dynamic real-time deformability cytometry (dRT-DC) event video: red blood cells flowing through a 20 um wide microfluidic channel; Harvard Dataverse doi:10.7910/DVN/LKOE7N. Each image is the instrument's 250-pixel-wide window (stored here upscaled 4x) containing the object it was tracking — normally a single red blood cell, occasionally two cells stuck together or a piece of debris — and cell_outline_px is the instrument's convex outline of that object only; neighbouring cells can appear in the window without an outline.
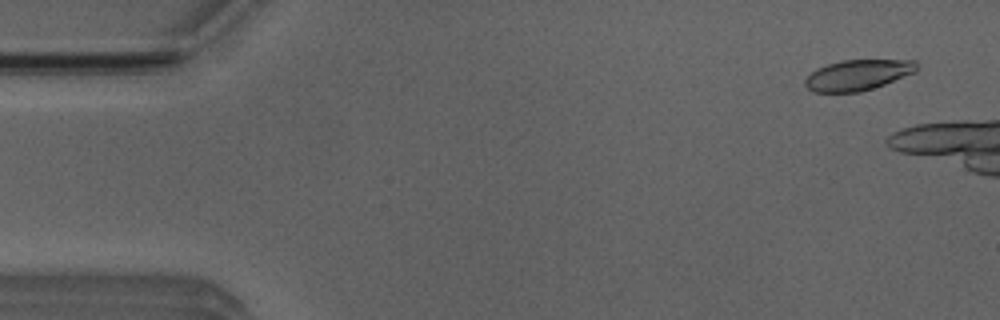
{"species": "Egyptian fruit bat (a non-hibernating species)", "species_latin": "Rousettus aegyptiacus", "temperature_condition": "room temperature", "stored_images_in_passage": 7, "camera_frame_rate_fps": 3000, "um_per_image_px": 0.085, "animal": {"sex": "male"}, "frame": {"image": 1, "passage_image": 3, "time_ms": 0.667, "image_size_px": [1000, 320], "cell_outline_px": [[920, 68], [916, 72], [884, 84], [860, 92], [812, 92], [804, 84], [804, 80], [816, 68], [840, 60], [916, 60], [920, 64]], "centroid_in_image_um": [72.95, 6.36], "position_along_channel_um": 12.1, "area_um2": 20.06}}